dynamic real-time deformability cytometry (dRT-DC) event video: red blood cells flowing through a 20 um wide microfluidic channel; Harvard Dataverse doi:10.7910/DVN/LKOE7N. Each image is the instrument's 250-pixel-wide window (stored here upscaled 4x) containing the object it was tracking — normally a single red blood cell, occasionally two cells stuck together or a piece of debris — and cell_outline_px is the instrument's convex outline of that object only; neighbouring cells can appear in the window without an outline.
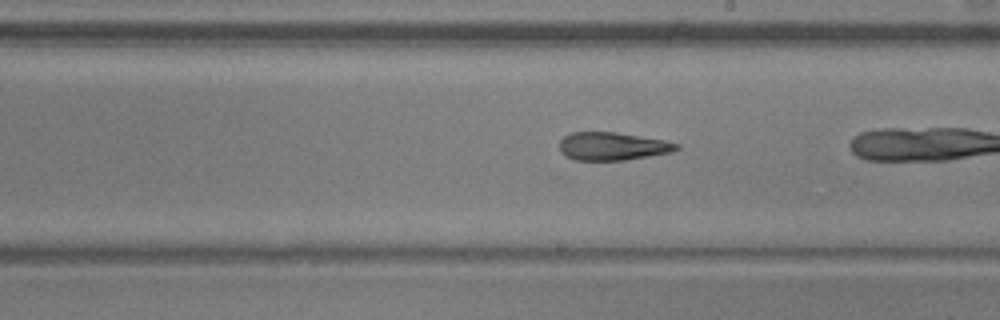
{"species": "common noctule bat (a hibernating species)", "species_latin": "Nyctalus noctula", "temperature_condition": "warm", "stored_images_in_passage": 19, "camera_frame_rate_fps": 3000, "um_per_image_px": 0.085, "animal": {"sex": "male", "body_mass_g": 20.5, "forearm_length_mm": 52.5}, "frame": {"image": 1, "passage_image": 16, "time_ms": 5.0, "image_size_px": [1000, 320], "cell_outline_px": [[680, 148], [672, 152], [624, 160], [572, 160], [564, 156], [560, 152], [560, 140], [564, 136], [572, 132], [616, 132], [664, 140], [680, 144]], "centroid_in_image_um": [52.04, 12.43], "position_along_channel_um": 237.0, "area_um2": 19.19}}